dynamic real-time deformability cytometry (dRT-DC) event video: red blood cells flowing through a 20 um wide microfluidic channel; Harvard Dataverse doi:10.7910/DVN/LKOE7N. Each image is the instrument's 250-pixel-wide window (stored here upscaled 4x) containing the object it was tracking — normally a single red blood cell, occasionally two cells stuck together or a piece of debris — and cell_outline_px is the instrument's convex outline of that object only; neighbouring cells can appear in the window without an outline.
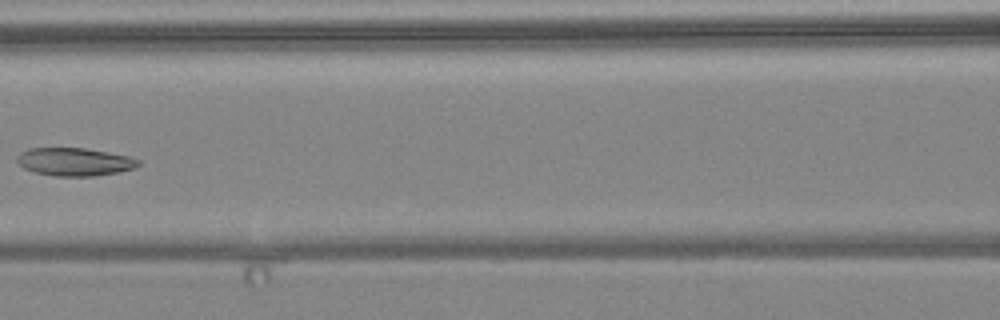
{"species": "common noctule bat (a hibernating species)", "species_latin": "Nyctalus noctula", "temperature_condition": "warm", "stored_images_in_passage": 5, "camera_frame_rate_fps": 3000, "um_per_image_px": 0.085, "animal": {"sex": "female", "body_mass_g": 24.6, "forearm_length_mm": 56.2}, "frame": {"image": 1, "passage_image": 5, "time_ms": 4.667, "image_size_px": [1000, 320], "cell_outline_px": [[140, 164], [136, 168], [120, 172], [96, 176], [56, 176], [36, 172], [24, 168], [16, 160], [16, 156], [20, 152], [28, 148], [84, 148], [108, 152], [128, 156], [140, 160]], "centroid_in_image_um": [6.36, 13.75], "position_along_channel_um": 160.2, "area_um2": 19.88}}